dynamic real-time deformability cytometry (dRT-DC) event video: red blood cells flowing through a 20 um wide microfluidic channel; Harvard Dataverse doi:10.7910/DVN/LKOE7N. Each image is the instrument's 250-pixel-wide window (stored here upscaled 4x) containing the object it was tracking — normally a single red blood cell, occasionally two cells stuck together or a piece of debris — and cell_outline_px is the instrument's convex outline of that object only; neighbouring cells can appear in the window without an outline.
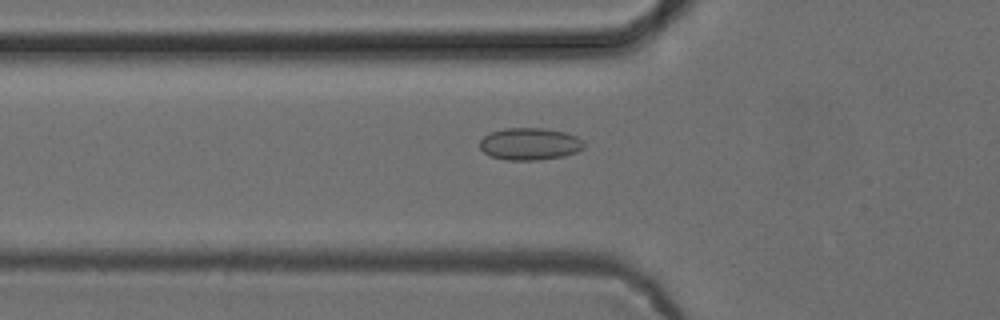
{"species": "common noctule bat (a hibernating species)", "species_latin": "Nyctalus noctula", "temperature_condition": "cold", "stored_images_in_passage": 45, "camera_frame_rate_fps": 3000, "um_per_image_px": 0.085, "animal": {"sex": "female", "body_mass_g": 24.6, "forearm_length_mm": 56.2}, "frame": {"image": 1, "passage_image": 10, "time_ms": 3.0, "image_size_px": [1000, 320], "cell_outline_px": [[584, 148], [576, 152], [564, 156], [540, 160], [504, 160], [492, 156], [484, 152], [480, 148], [480, 140], [484, 136], [492, 132], [504, 128], [544, 128], [564, 132], [576, 136], [584, 140]], "centroid_in_image_um": [45.05, 12.24], "position_along_channel_um": 80.8, "area_um2": 19.59}}
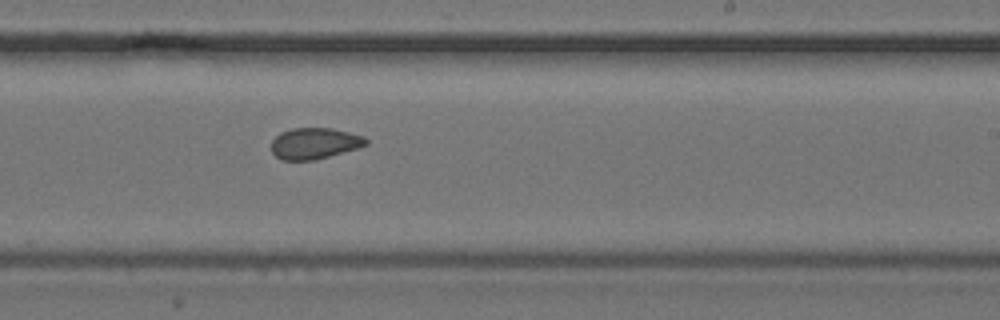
{"frame": {"image": 2, "passage_image": 24, "time_ms": 7.667, "image_size_px": [1000, 320], "cell_outline_px": [[368, 144], [356, 148], [316, 160], [280, 160], [272, 152], [272, 140], [280, 132], [292, 128], [332, 128], [364, 136], [368, 140]], "centroid_in_image_um": [26.72, 12.18], "position_along_channel_um": 262.3, "area_um2": 17.17}}
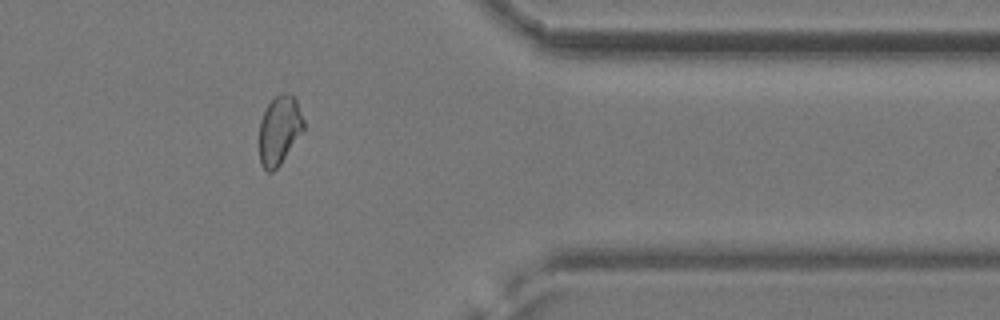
{"frame": {"image": 3, "passage_image": 35, "time_ms": 11.333, "image_size_px": [1000, 320], "cell_outline_px": [[304, 132], [280, 164], [272, 172], [268, 172], [260, 164], [260, 120], [268, 104], [280, 92], [288, 92], [296, 100], [304, 120]], "centroid_in_image_um": [23.77, 11.06], "position_along_channel_um": 387.6, "area_um2": 17.86}, "authors_computed_cell_mechanics": {"area_um2": 18.0914, "velocity_mm_per_s": 3.8797, "shape_relaxation_time_tau1_ms": null, "shape_relaxation_time_tau2_ms": 2.0447, "deformation_change_tau1": null, "deformation_change_tau2": 0.0648}}